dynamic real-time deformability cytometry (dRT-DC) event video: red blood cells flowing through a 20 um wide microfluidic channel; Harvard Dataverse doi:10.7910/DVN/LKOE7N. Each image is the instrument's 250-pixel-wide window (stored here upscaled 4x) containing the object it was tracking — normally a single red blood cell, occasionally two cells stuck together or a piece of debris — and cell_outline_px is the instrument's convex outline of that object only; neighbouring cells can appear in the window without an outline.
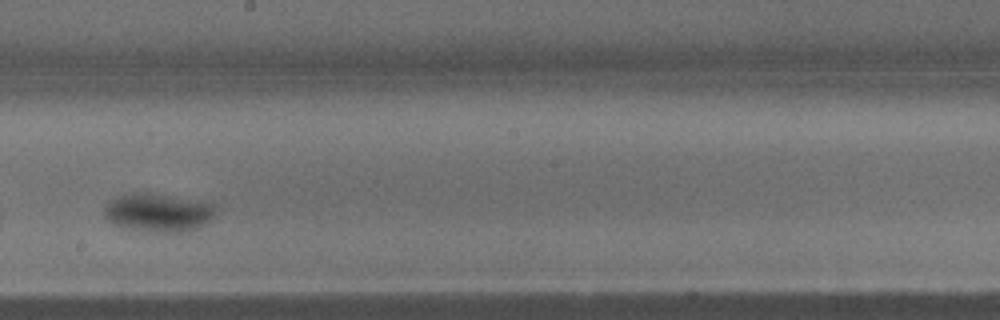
{"species": "common noctule bat (a hibernating species)", "species_latin": "Nyctalus noctula", "temperature_condition": "warm", "stored_images_in_passage": 25, "camera_frame_rate_fps": 3000, "um_per_image_px": 0.085, "animal": {"sex": "male", "body_mass_g": 15.6}, "frame": {"image": 1, "passage_image": 15, "time_ms": 4.667, "image_size_px": [1000, 320], "cell_outline_px": [[216, 212], [204, 224], [196, 228], [180, 232], [156, 232], [116, 224], [108, 220], [104, 216], [104, 208], [116, 196], [132, 192], [144, 192], [200, 200], [212, 204], [216, 208]], "centroid_in_image_um": [13.46, 18.03], "position_along_channel_um": 234.7, "area_um2": 24.45}}